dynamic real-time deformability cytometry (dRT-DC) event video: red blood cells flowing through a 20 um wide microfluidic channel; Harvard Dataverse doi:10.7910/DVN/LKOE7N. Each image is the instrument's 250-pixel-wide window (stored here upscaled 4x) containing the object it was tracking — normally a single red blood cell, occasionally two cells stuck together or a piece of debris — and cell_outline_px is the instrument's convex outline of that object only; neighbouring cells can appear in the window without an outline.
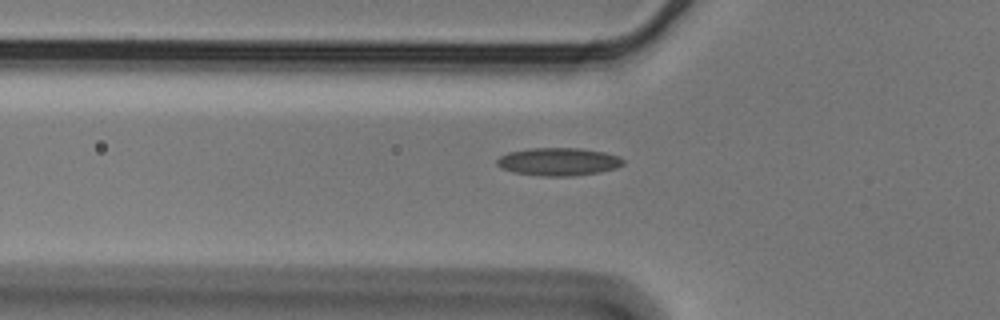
{"species": "Egyptian fruit bat (a non-hibernating species)", "species_latin": "Rousettus aegyptiacus", "temperature_condition": "cold", "stored_images_in_passage": 40, "camera_frame_rate_fps": 3000, "um_per_image_px": 0.085, "animal": {"sex": "male"}, "frame": {"image": 1, "passage_image": 2, "time_ms": 0.333, "image_size_px": [1000, 320], "cell_outline_px": [[624, 164], [616, 168], [600, 172], [572, 176], [544, 176], [512, 172], [496, 164], [496, 160], [500, 156], [508, 152], [528, 148], [580, 148], [604, 152], [620, 156], [624, 160]], "centroid_in_image_um": [47.49, 13.74], "position_along_channel_um": 78.3, "area_um2": 20.58}}
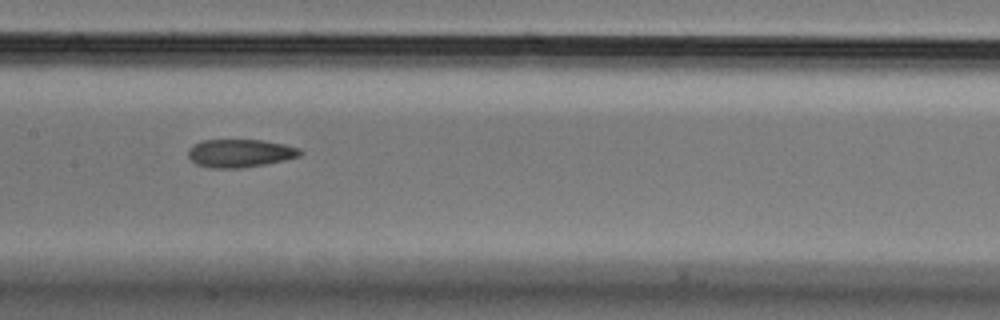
{"frame": {"image": 2, "passage_image": 11, "time_ms": 3.333, "image_size_px": [1000, 320], "cell_outline_px": [[304, 152], [300, 156], [284, 160], [244, 168], [212, 168], [196, 164], [188, 156], [188, 148], [192, 144], [200, 140], [264, 140], [284, 144], [300, 148]], "centroid_in_image_um": [20.4, 13.01], "position_along_channel_um": 187.0, "area_um2": 18.5}}
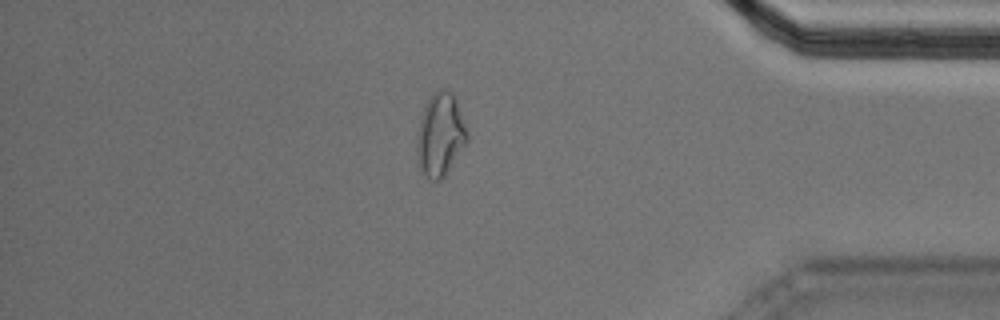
{"frame": {"image": 3, "passage_image": 31, "time_ms": 10.0, "image_size_px": [1000, 320], "cell_outline_px": [[468, 140], [444, 176], [440, 180], [432, 180], [420, 172], [416, 164], [416, 136], [420, 120], [424, 108], [432, 92], [440, 88], [444, 88], [452, 92], [456, 96], [468, 136]], "centroid_in_image_um": [37.39, 11.44], "position_along_channel_um": 397.8, "area_um2": 24.57}}